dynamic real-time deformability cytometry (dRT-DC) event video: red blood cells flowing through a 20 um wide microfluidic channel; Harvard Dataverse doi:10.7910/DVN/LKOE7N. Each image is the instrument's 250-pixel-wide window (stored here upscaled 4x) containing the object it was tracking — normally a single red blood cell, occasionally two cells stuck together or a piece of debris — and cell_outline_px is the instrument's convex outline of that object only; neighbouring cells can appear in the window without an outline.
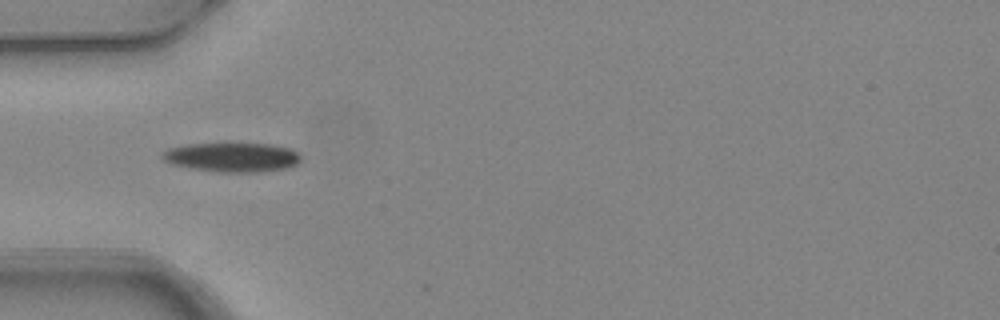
{"species": "common noctule bat (a hibernating species)", "species_latin": "Nyctalus noctula", "temperature_condition": "warm", "stored_images_in_passage": 6, "camera_frame_rate_fps": 3000, "um_per_image_px": 0.085, "animal": {"sex": "female", "body_mass_g": 24.6, "forearm_length_mm": 56.2}, "frame": {"image": 1, "passage_image": 4, "time_ms": 1.0, "image_size_px": [1000, 320], "cell_outline_px": [[300, 160], [296, 164], [288, 168], [264, 172], [220, 172], [192, 168], [172, 164], [164, 160], [160, 156], [160, 152], [168, 148], [188, 144], [268, 144], [292, 148], [300, 156]], "centroid_in_image_um": [19.72, 13.37], "position_along_channel_um": 65.3, "area_um2": 23.64}}
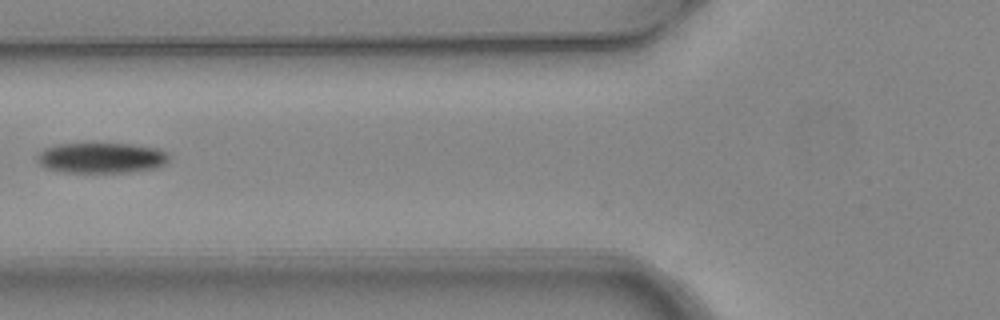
{"frame": {"image": 2, "passage_image": 5, "time_ms": 1.333, "image_size_px": [1000, 320], "cell_outline_px": [[168, 160], [164, 164], [156, 168], [128, 172], [64, 172], [44, 168], [40, 164], [36, 156], [44, 148], [56, 144], [84, 140], [132, 144], [160, 148], [168, 156]], "centroid_in_image_um": [8.56, 13.36], "position_along_channel_um": 117.2, "area_um2": 24.45}}
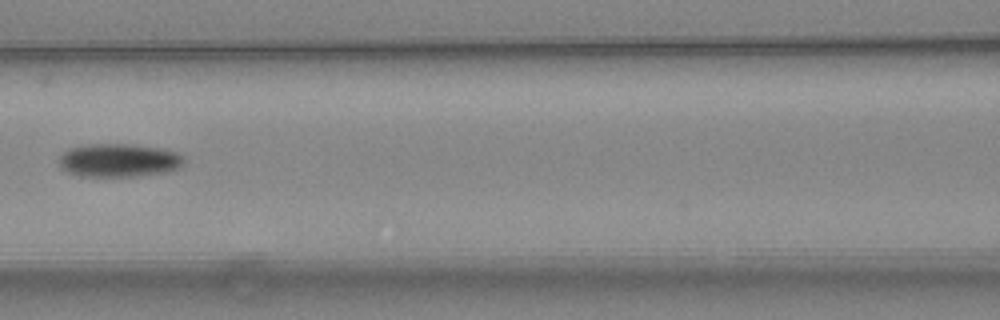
{"frame": {"image": 3, "passage_image": 6, "time_ms": 1.667, "image_size_px": [1000, 320], "cell_outline_px": [[184, 164], [180, 168], [168, 172], [136, 176], [80, 176], [68, 172], [60, 168], [60, 156], [68, 148], [88, 144], [132, 144], [160, 148], [176, 152], [184, 156]], "centroid_in_image_um": [10.13, 13.62], "position_along_channel_um": 156.5, "area_um2": 24.45}}